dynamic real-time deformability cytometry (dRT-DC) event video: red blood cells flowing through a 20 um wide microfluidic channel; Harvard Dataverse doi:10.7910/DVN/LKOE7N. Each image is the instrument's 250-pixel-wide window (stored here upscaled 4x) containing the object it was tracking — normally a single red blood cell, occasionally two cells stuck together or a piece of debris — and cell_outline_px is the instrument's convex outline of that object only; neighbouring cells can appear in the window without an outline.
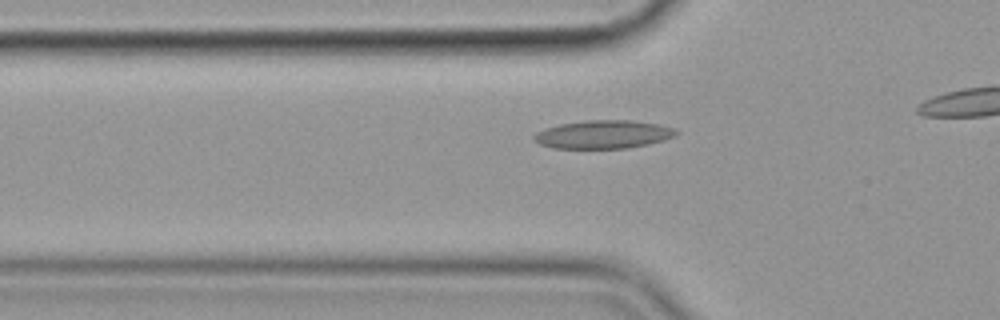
{"species": "common noctule bat (a hibernating species)", "species_latin": "Nyctalus noctula", "temperature_condition": "cold", "stored_images_in_passage": 34, "camera_frame_rate_fps": 3000, "um_per_image_px": 0.085, "animal": {"sex": "female", "body_mass_g": 19.9}, "frame": {"image": 1, "passage_image": 14, "time_ms": 4.333, "image_size_px": [1000, 320], "cell_outline_px": [[680, 132], [676, 136], [664, 140], [648, 144], [628, 148], [552, 148], [540, 144], [532, 140], [532, 136], [536, 132], [560, 124], [588, 120], [632, 120], [660, 124], [676, 128]], "centroid_in_image_um": [51.33, 11.42], "position_along_channel_um": 74.5, "area_um2": 23.58}}
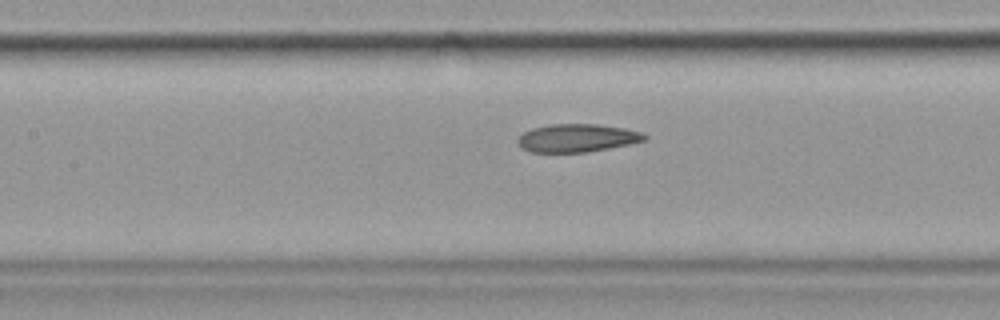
{"frame": {"image": 2, "passage_image": 21, "time_ms": 6.667, "image_size_px": [1000, 320], "cell_outline_px": [[648, 140], [632, 144], [588, 152], [532, 152], [520, 148], [516, 140], [524, 132], [532, 128], [548, 124], [596, 124], [624, 128], [640, 132], [648, 136]], "centroid_in_image_um": [49.07, 11.73], "position_along_channel_um": 158.3, "area_um2": 20.92}}
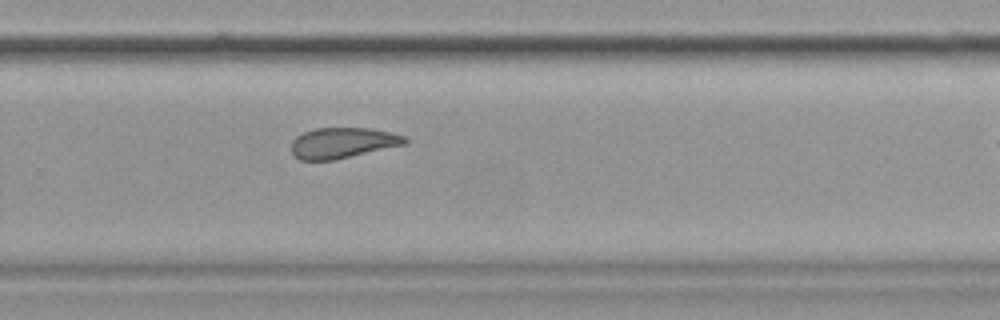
{"frame": {"image": 3, "passage_image": 33, "time_ms": 10.667, "image_size_px": [1000, 320], "cell_outline_px": [[408, 144], [336, 160], [300, 160], [292, 152], [292, 140], [296, 136], [304, 132], [316, 128], [372, 128], [392, 132], [404, 136], [408, 140]], "centroid_in_image_um": [29.17, 12.14], "position_along_channel_um": 300.6, "area_um2": 20.52}}